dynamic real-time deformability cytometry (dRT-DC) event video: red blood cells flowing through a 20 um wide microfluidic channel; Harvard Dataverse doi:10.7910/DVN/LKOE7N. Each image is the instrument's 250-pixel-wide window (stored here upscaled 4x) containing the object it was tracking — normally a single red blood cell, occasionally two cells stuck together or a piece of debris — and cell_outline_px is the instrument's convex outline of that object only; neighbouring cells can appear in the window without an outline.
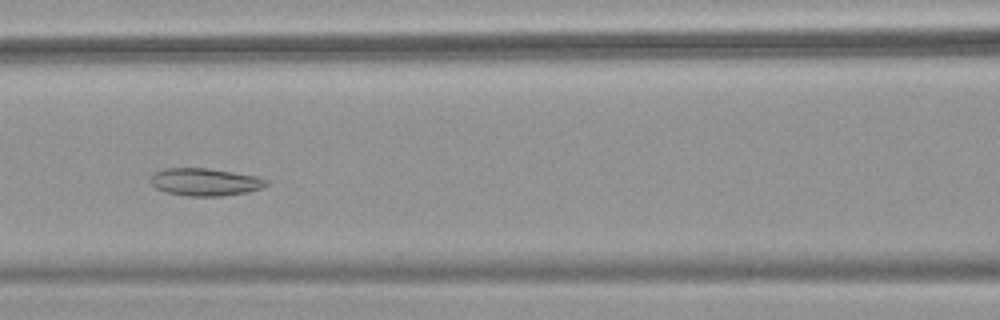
{"species": "common noctule bat (a hibernating species)", "species_latin": "Nyctalus noctula", "temperature_condition": "warm", "stored_images_in_passage": 53, "camera_frame_rate_fps": 3000, "um_per_image_px": 0.085, "animal": {"sex": "female", "body_mass_g": 18.4}, "frame": {"image": 1, "passage_image": 24, "time_ms": 7.667, "image_size_px": [1000, 320], "cell_outline_px": [[268, 184], [264, 188], [248, 192], [224, 196], [188, 196], [164, 192], [156, 188], [152, 184], [152, 172], [164, 168], [208, 168], [256, 176], [268, 180]], "centroid_in_image_um": [17.44, 15.47], "position_along_channel_um": 149.2, "area_um2": 18.73}}
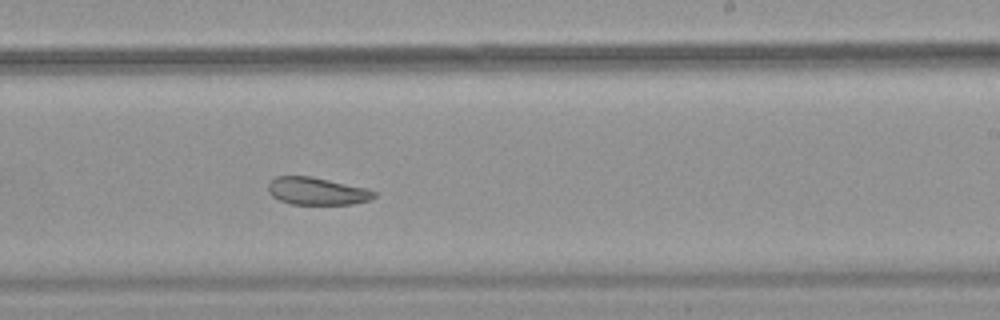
{"frame": {"image": 2, "passage_image": 33, "time_ms": 10.667, "image_size_px": [1000, 320], "cell_outline_px": [[376, 196], [368, 200], [352, 204], [292, 204], [280, 200], [272, 196], [268, 192], [268, 184], [276, 176], [312, 176], [368, 188], [376, 192]], "centroid_in_image_um": [26.95, 16.24], "position_along_channel_um": 262.1, "area_um2": 16.99}}
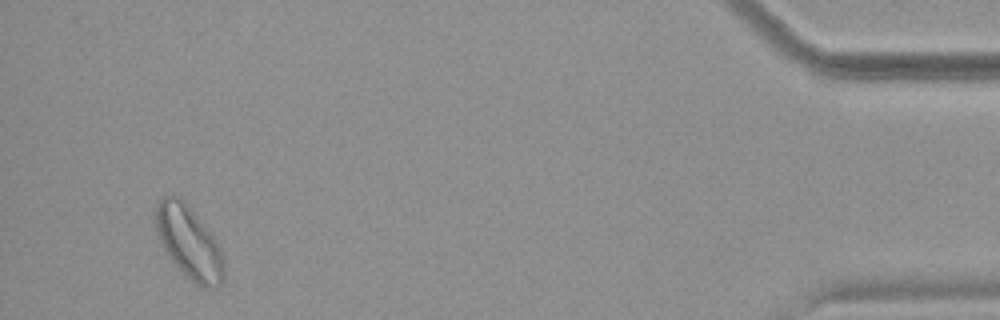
{"frame": {"image": 3, "passage_image": 51, "time_ms": 16.667, "image_size_px": [1000, 320], "cell_outline_px": [[224, 280], [220, 284], [212, 288], [204, 288], [196, 284], [168, 256], [160, 244], [152, 216], [156, 204], [164, 196], [172, 192], [180, 196], [188, 204], [216, 240], [220, 248], [224, 268]], "centroid_in_image_um": [16.01, 20.52], "position_along_channel_um": 419.2, "area_um2": 29.19}, "authors_computed_cell_mechanics": {"area_um2": 23.987, "velocity_mm_per_s": 3.7828, "shape_relaxation_time_tau1_ms": null, "shape_relaxation_time_tau2_ms": 6.4538, "deformation_change_tau1": null, "deformation_change_tau2": 0.1316}}